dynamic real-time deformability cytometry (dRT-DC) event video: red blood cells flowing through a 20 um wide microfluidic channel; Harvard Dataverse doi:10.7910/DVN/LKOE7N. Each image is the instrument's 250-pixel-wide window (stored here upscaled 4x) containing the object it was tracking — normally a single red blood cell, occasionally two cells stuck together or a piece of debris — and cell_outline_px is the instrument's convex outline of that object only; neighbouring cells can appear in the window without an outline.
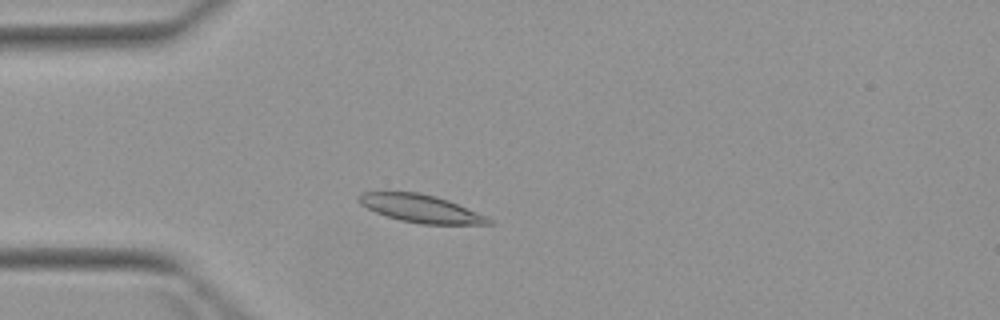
{"species": "Egyptian fruit bat (a non-hibernating species)", "species_latin": "Rousettus aegyptiacus", "temperature_condition": "warm", "stored_images_in_passage": 3, "camera_frame_rate_fps": 3000, "um_per_image_px": 0.085, "animal": {"sex": "female"}, "frame": {"image": 1, "passage_image": 3, "time_ms": 2.333, "image_size_px": [1000, 320], "cell_outline_px": [[496, 224], [420, 224], [400, 220], [376, 212], [360, 204], [356, 200], [356, 196], [360, 192], [420, 192], [436, 196], [448, 200], [476, 212], [492, 220]], "centroid_in_image_um": [35.72, 17.72], "position_along_channel_um": 49.3, "area_um2": 20.92}}